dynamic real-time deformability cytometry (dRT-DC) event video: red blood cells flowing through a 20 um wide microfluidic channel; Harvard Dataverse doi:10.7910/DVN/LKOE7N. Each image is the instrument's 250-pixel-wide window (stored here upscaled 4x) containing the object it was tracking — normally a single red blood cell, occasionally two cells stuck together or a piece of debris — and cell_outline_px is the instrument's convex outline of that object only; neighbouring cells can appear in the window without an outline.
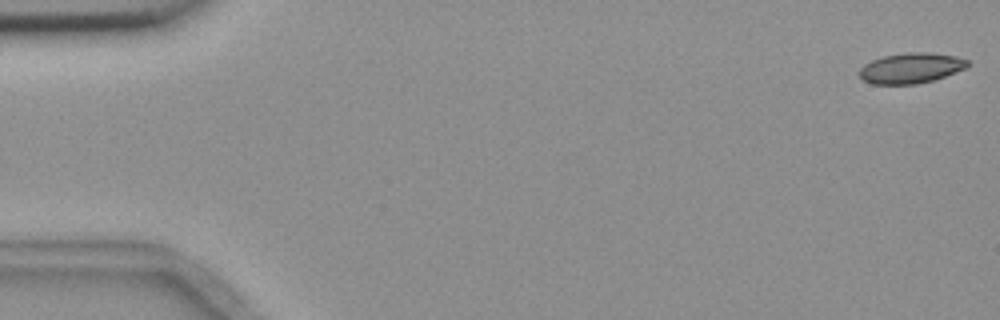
{"species": "common noctule bat (a hibernating species)", "species_latin": "Nyctalus noctula", "temperature_condition": "room temperature", "stored_images_in_passage": 5, "camera_frame_rate_fps": 3000, "um_per_image_px": 0.085, "animal": {"sex": "female", "body_mass_g": 18.4}, "frame": {"image": 1, "passage_image": 1, "time_ms": 0.0, "image_size_px": [1000, 320], "cell_outline_px": [[968, 64], [964, 68], [944, 76], [932, 80], [916, 84], [872, 84], [864, 80], [860, 76], [860, 68], [864, 64], [880, 56], [908, 52], [928, 52], [956, 56], [968, 60]], "centroid_in_image_um": [77.39, 5.77], "position_along_channel_um": 7.6, "area_um2": 19.02}}
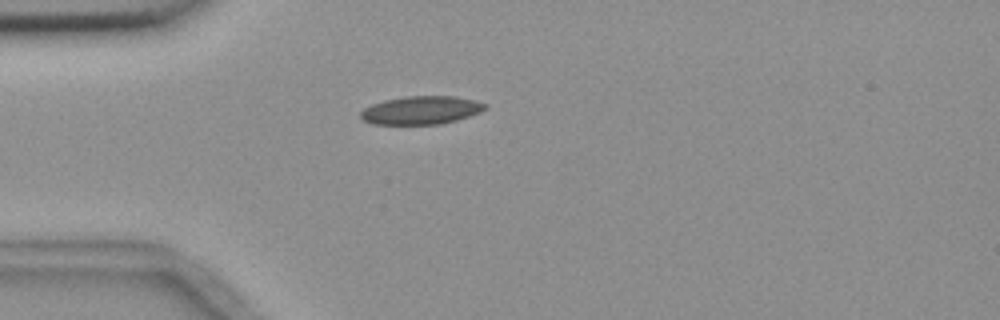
{"frame": {"image": 2, "passage_image": 5, "time_ms": 4.667, "image_size_px": [1000, 320], "cell_outline_px": [[488, 104], [480, 112], [456, 120], [440, 124], [372, 124], [364, 120], [360, 116], [360, 112], [364, 108], [372, 104], [384, 100], [404, 96], [456, 96]], "centroid_in_image_um": [35.76, 9.36], "position_along_channel_um": 49.2, "area_um2": 20.35}}